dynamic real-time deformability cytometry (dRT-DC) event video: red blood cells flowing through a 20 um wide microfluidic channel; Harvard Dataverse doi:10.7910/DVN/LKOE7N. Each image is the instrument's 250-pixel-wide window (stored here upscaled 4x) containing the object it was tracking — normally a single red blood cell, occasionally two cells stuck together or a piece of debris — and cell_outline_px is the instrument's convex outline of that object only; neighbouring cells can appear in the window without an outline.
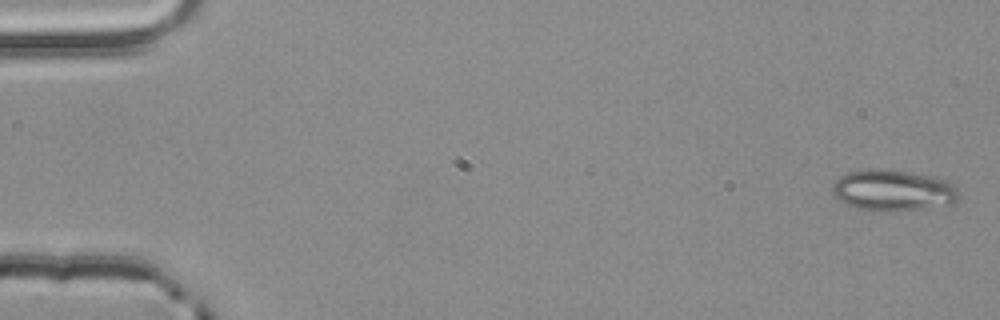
{"species": "common noctule bat (a hibernating species)", "species_latin": "Nyctalus noctula", "temperature_condition": "room temperature", "stored_images_in_passage": 54, "camera_frame_rate_fps": 3000, "um_per_image_px": 0.085, "animal": {"sex": "male", "body_mass_g": 20.4}, "frame": {"image": 1, "passage_image": 1, "time_ms": 0.0, "image_size_px": [1000, 320], "cell_outline_px": [[960, 196], [952, 204], [924, 208], [856, 208], [840, 200], [832, 192], [832, 184], [840, 176], [848, 172], [868, 168], [876, 168], [908, 172], [932, 176], [944, 180], [952, 184], [956, 188]], "centroid_in_image_um": [75.9, 16.12], "position_along_channel_um": 9.1, "area_um2": 29.25}}
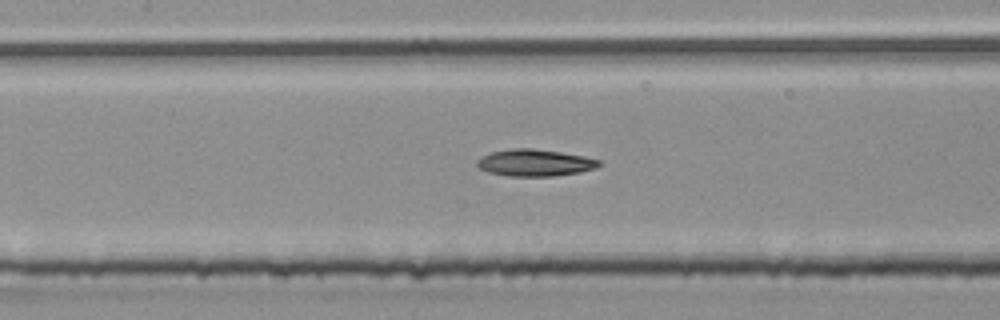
{"frame": {"image": 2, "passage_image": 25, "time_ms": 8.0, "image_size_px": [1000, 320], "cell_outline_px": [[600, 164], [596, 168], [580, 172], [552, 176], [508, 176], [488, 172], [480, 168], [476, 164], [476, 160], [480, 156], [492, 152], [512, 148], [532, 148], [560, 152], [584, 156], [600, 160]], "centroid_in_image_um": [45.44, 13.83], "position_along_channel_um": 162.0, "area_um2": 19.07}}
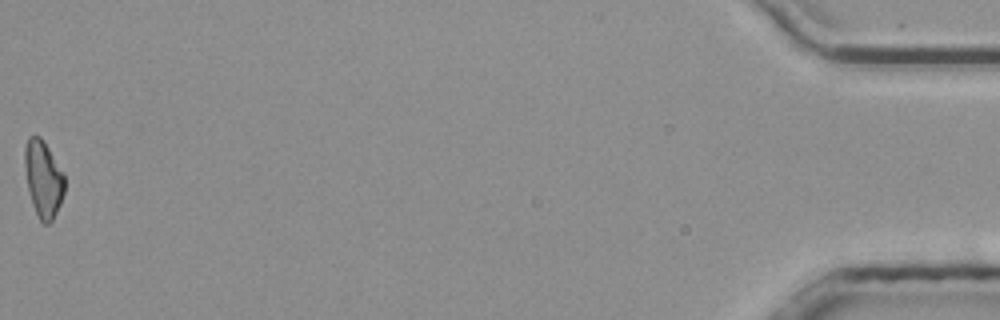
{"frame": {"image": 3, "passage_image": 54, "time_ms": 17.667, "image_size_px": [1000, 320], "cell_outline_px": [[64, 192], [60, 204], [52, 220], [48, 224], [44, 224], [40, 220], [32, 204], [28, 188], [24, 168], [24, 148], [28, 136], [40, 136], [64, 172]], "centroid_in_image_um": [3.67, 15.18], "position_along_channel_um": 431.5, "area_um2": 17.74}}